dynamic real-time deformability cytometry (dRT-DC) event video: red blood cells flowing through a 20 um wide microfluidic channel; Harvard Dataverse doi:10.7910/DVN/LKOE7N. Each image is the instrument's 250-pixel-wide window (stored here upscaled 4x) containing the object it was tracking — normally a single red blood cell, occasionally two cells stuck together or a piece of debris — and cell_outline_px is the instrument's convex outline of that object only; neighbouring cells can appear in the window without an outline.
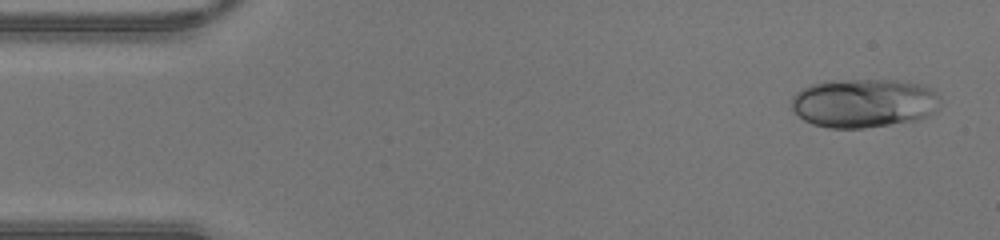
{"species": "human", "species_latin": "Homo sapiens", "temperature_condition": "warm", "stored_images_in_passage": 43, "camera_frame_rate_fps": 3000, "um_per_image_px": 0.085, "donor": {"sex": "male"}, "frame": {"image": 1, "passage_image": 2, "time_ms": 0.333, "image_size_px": [1000, 240], "cell_outline_px": [[940, 104], [928, 116], [916, 120], [864, 128], [828, 128], [812, 124], [804, 120], [792, 112], [792, 96], [796, 92], [812, 84], [828, 80], [896, 80], [920, 84], [936, 92], [940, 96]], "centroid_in_image_um": [73.4, 8.76], "position_along_channel_um": 11.6, "area_um2": 42.54}}
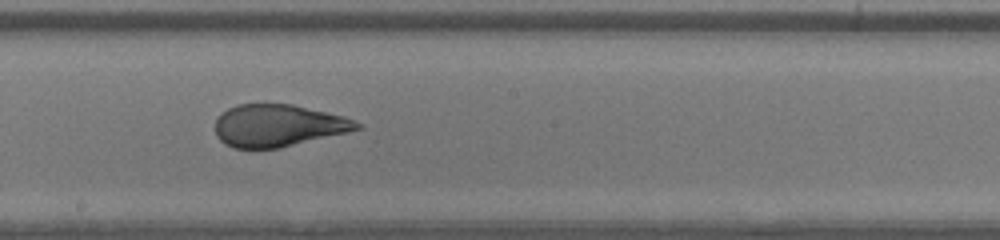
{"frame": {"image": 2, "passage_image": 23, "time_ms": 7.333, "image_size_px": [1000, 240], "cell_outline_px": [[364, 128], [348, 132], [280, 148], [232, 148], [224, 144], [216, 136], [216, 120], [228, 108], [236, 104], [292, 104], [344, 116], [364, 124]], "centroid_in_image_um": [23.67, 10.68], "position_along_channel_um": 224.5, "area_um2": 34.91}}
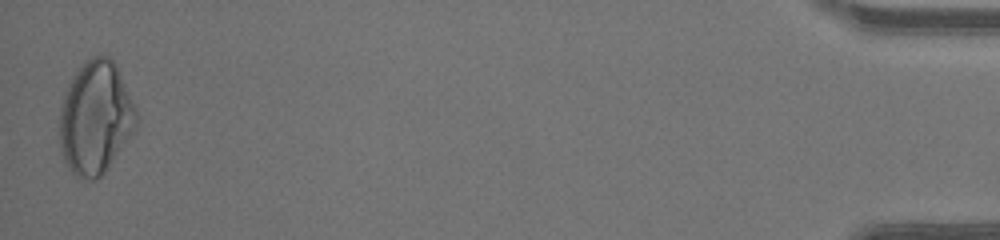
{"frame": {"image": 3, "passage_image": 43, "time_ms": 14.0, "image_size_px": [1000, 240], "cell_outline_px": [[140, 120], [136, 132], [104, 172], [96, 180], [92, 180], [76, 176], [68, 168], [64, 160], [60, 148], [60, 108], [64, 92], [72, 76], [92, 56], [108, 56], [116, 64], [136, 108]], "centroid_in_image_um": [8.15, 10.03], "position_along_channel_um": 427.1, "area_um2": 50.92}}